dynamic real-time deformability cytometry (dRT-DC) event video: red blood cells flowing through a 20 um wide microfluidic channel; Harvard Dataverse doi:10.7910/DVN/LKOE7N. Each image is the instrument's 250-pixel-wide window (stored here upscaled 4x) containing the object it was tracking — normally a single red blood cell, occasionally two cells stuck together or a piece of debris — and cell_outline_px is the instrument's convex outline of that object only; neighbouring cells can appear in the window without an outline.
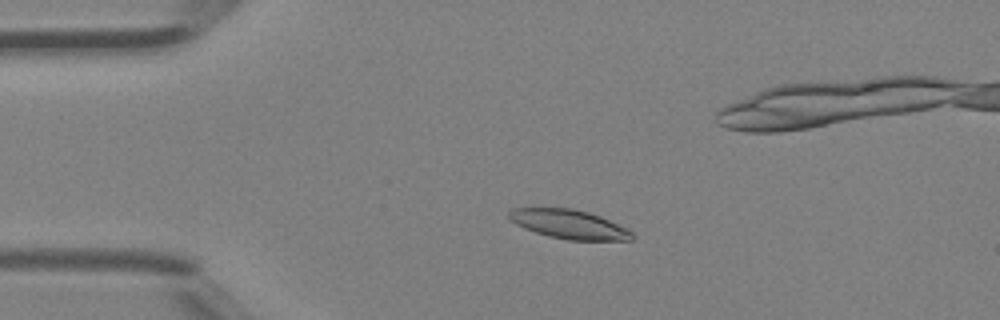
{"species": "Egyptian fruit bat (a non-hibernating species)", "species_latin": "Rousettus aegyptiacus", "temperature_condition": "room temperature", "stored_images_in_passage": 8, "camera_frame_rate_fps": 3000, "um_per_image_px": 0.085, "animal": {"sex": "female"}, "frame": {"image": 1, "passage_image": 3, "time_ms": 0.667, "image_size_px": [1000, 320], "cell_outline_px": [[636, 236], [632, 240], [568, 240], [548, 236], [524, 228], [516, 224], [508, 216], [508, 212], [512, 208], [572, 208], [588, 212], [600, 216], [628, 228]], "centroid_in_image_um": [48.4, 19.06], "position_along_channel_um": 36.6, "area_um2": 20.87}}
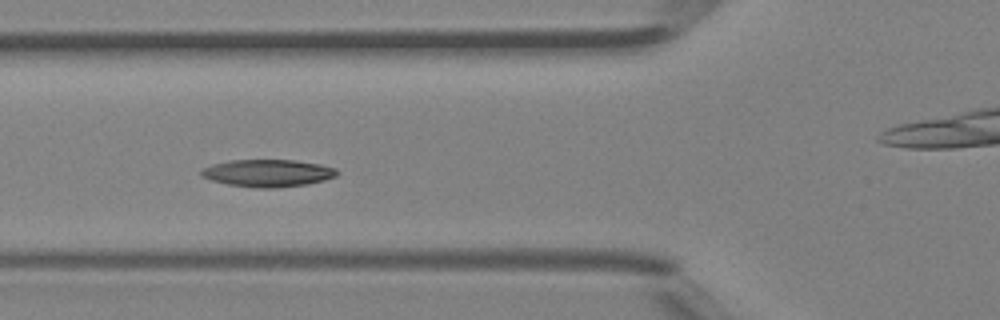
{"frame": {"image": 2, "passage_image": 5, "time_ms": 1.333, "image_size_px": [1000, 320], "cell_outline_px": [[340, 172], [336, 176], [324, 180], [308, 184], [276, 188], [260, 188], [228, 184], [212, 180], [200, 176], [200, 172], [204, 168], [212, 164], [228, 160], [296, 160], [320, 164], [336, 168]], "centroid_in_image_um": [22.79, 14.71], "position_along_channel_um": 103.0, "area_um2": 21.68}}